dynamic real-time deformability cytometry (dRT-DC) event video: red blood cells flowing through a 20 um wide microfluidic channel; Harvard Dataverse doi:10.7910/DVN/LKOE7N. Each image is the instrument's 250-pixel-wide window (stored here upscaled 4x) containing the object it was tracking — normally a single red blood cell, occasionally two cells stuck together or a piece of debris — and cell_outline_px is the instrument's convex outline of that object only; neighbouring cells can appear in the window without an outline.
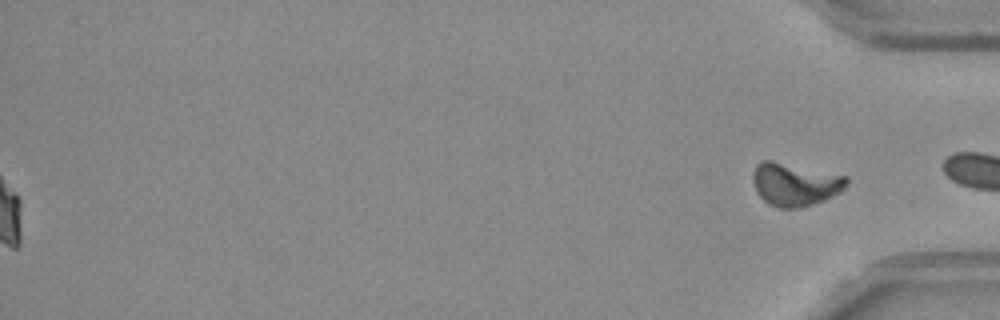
{"species": "Egyptian fruit bat (a non-hibernating species)", "species_latin": "Rousettus aegyptiacus", "temperature_condition": "room temperature", "stored_images_in_passage": 51, "segment_of_instrument_passage": [2, 2], "camera_frame_rate_fps": 3000, "um_per_image_px": 0.085, "frame": {"image": 1, "passage_image": 51, "time_ms": 16.667, "image_size_px": [1000, 320], "cell_outline_px": [[848, 184], [840, 192], [824, 200], [800, 208], [780, 208], [768, 204], [756, 192], [752, 180], [752, 172], [756, 164], [760, 160], [768, 160], [848, 176]], "centroid_in_image_um": [67.55, 15.67], "position_along_channel_um": 367.7, "area_um2": 23.47}}